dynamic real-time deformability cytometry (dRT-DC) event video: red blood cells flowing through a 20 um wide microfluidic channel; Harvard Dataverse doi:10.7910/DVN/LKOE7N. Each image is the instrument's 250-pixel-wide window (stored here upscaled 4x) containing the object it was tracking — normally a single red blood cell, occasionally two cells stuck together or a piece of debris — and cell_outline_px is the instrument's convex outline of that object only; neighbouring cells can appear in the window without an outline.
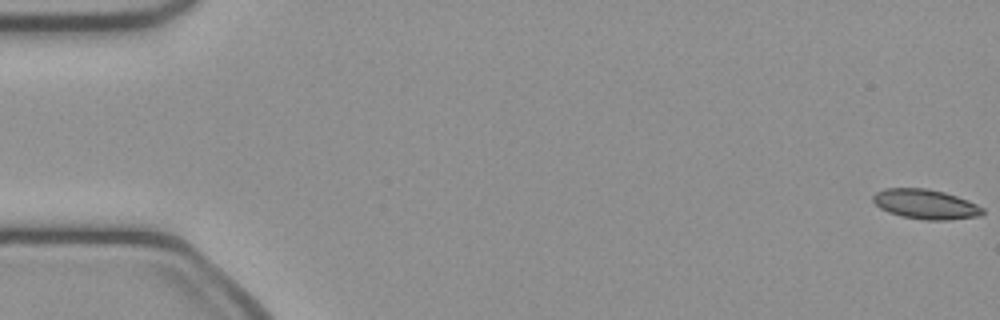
{"species": "common noctule bat (a hibernating species)", "species_latin": "Nyctalus noctula", "temperature_condition": "cold", "stored_images_in_passage": 52, "camera_frame_rate_fps": 3000, "um_per_image_px": 0.085, "animal": {"sex": "female", "body_mass_g": 21.9}, "frame": {"image": 1, "passage_image": 1, "time_ms": 0.0, "image_size_px": [1000, 320], "cell_outline_px": [[984, 212], [980, 216], [948, 220], [924, 220], [904, 216], [888, 212], [880, 208], [872, 200], [872, 196], [876, 192], [884, 188], [928, 188], [944, 192], [968, 200], [984, 208]], "centroid_in_image_um": [78.68, 17.35], "position_along_channel_um": 6.3, "area_um2": 19.02}}
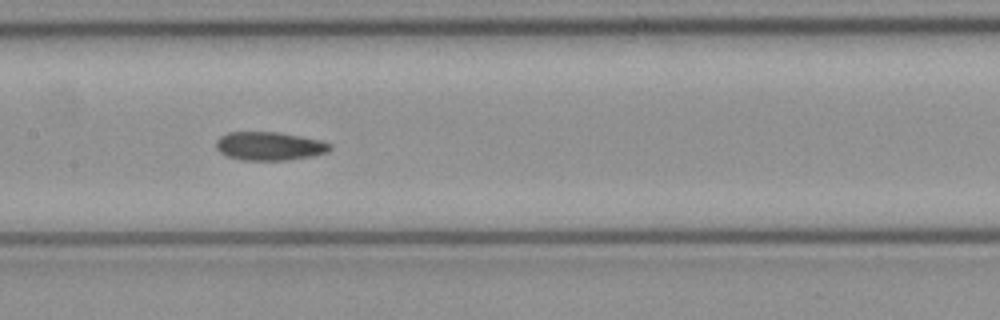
{"frame": {"image": 2, "passage_image": 25, "time_ms": 8.0, "image_size_px": [1000, 320], "cell_outline_px": [[332, 148], [328, 152], [312, 156], [288, 160], [244, 160], [228, 156], [220, 152], [216, 148], [216, 140], [220, 136], [228, 132], [280, 132], [324, 140], [332, 144]], "centroid_in_image_um": [22.95, 12.41], "position_along_channel_um": 184.5, "area_um2": 19.13}}
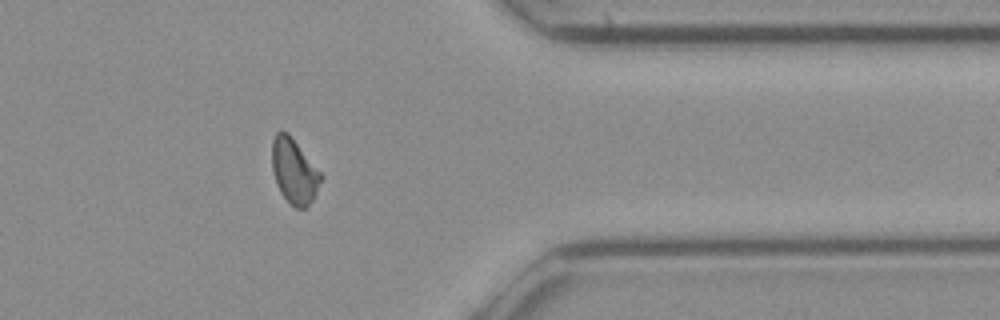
{"frame": {"image": 3, "passage_image": 41, "time_ms": 13.333, "image_size_px": [1000, 320], "cell_outline_px": [[324, 176], [308, 208], [296, 208], [280, 192], [276, 184], [272, 168], [272, 140], [276, 132], [280, 128], [288, 132]], "centroid_in_image_um": [25.0, 14.51], "position_along_channel_um": 386.4, "area_um2": 18.61}, "authors_computed_cell_mechanics": {"area_um2": 19.0162, "velocity_mm_per_s": 4.1053, "shape_relaxation_time_tau1_ms": null, "shape_relaxation_time_tau2_ms": 3.7474, "deformation_change_tau1": null, "deformation_change_tau2": 0.0854}}